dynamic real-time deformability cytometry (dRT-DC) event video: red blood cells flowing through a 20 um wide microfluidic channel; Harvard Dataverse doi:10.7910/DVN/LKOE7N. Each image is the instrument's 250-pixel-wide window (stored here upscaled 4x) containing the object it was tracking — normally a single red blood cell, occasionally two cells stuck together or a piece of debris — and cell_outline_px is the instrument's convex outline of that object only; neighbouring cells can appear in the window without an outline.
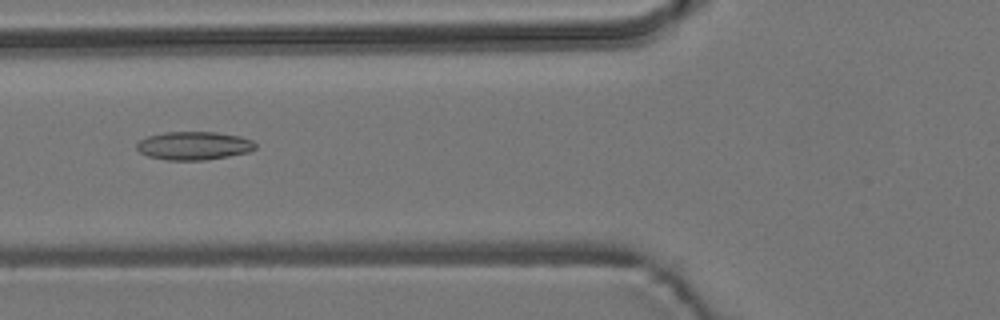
{"species": "common noctule bat (a hibernating species)", "species_latin": "Nyctalus noctula", "temperature_condition": "room temperature", "stored_images_in_passage": 6, "camera_frame_rate_fps": 3000, "um_per_image_px": 0.085, "animal": {"sex": "male", "body_mass_g": 19.2, "forearm_length_mm": 51.8}, "frame": {"image": 1, "passage_image": 6, "time_ms": 6.667, "image_size_px": [1000, 320], "cell_outline_px": [[256, 148], [248, 152], [228, 156], [204, 160], [168, 160], [148, 156], [140, 152], [136, 148], [136, 144], [140, 140], [148, 136], [164, 132], [216, 132], [240, 136], [252, 140], [256, 144]], "centroid_in_image_um": [16.48, 12.38], "position_along_channel_um": 109.3, "area_um2": 19.54}}